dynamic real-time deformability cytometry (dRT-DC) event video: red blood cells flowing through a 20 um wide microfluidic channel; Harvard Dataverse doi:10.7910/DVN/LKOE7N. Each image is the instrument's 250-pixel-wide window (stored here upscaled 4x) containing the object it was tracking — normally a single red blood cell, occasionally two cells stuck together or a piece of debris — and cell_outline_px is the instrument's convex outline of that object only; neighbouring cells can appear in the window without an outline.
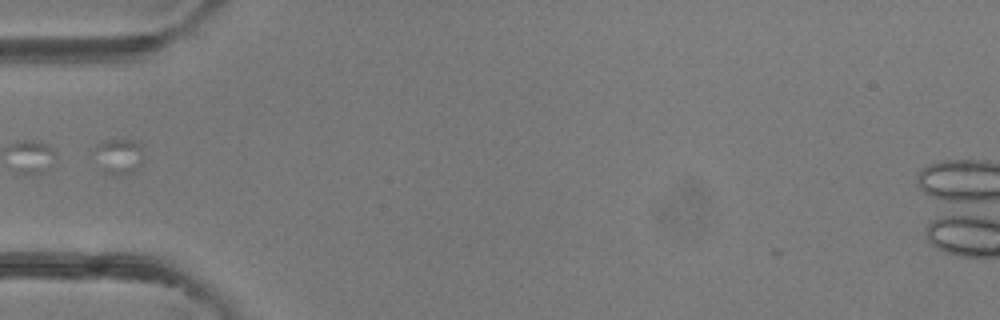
{"species": "common noctule bat (a hibernating species)", "species_latin": "Nyctalus noctula", "temperature_condition": "room temperature", "stored_images_in_passage": 30, "segment_of_instrument_passage": [1, 3], "camera_frame_rate_fps": 3000, "um_per_image_px": 0.085, "animal": {"sex": "female"}, "frame": {"image": 1, "passage_image": 1, "time_ms": 0.0, "image_size_px": [1000, 320], "cell_outline_px": [[140, 164], [132, 172], [120, 176], [116, 176], [104, 172], [100, 168], [92, 152], [96, 144], [100, 140], [140, 140]], "centroid_in_image_um": [10.01, 13.27], "position_along_channel_um": 75.0, "area_um2": 10.29}}